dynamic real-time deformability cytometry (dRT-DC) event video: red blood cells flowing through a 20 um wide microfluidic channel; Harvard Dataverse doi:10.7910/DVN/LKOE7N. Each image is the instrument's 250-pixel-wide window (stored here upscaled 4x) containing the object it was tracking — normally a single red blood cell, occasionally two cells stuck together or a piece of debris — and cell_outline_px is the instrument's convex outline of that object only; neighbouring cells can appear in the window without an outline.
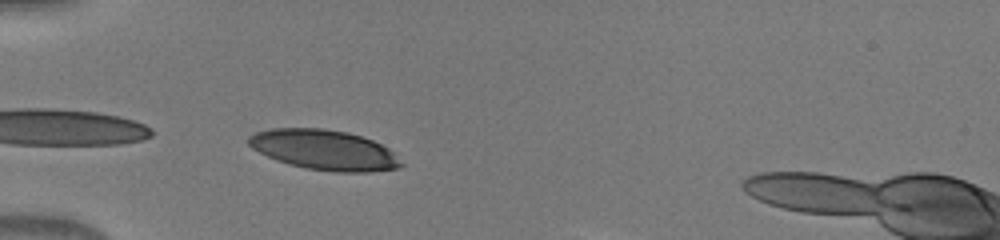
{"species": "human", "species_latin": "Homo sapiens", "temperature_condition": "warm", "stored_images_in_passage": 32, "camera_frame_rate_fps": 3000, "um_per_image_px": 0.085, "donor": {"sex": "male"}, "frame": {"image": 1, "passage_image": 1, "time_ms": 0.0, "image_size_px": [1000, 240], "cell_outline_px": [[404, 164], [400, 168], [368, 172], [336, 172], [304, 168], [268, 156], [252, 148], [248, 144], [248, 136], [256, 132], [272, 128], [324, 128], [348, 132], [372, 140], [396, 152]], "centroid_in_image_um": [27.61, 12.74], "position_along_channel_um": 57.4, "area_um2": 35.66}}
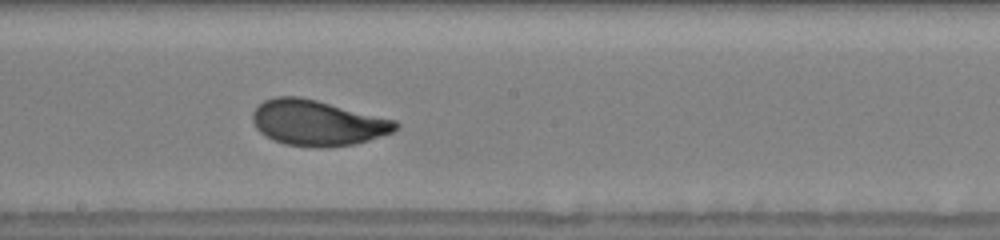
{"frame": {"image": 2, "passage_image": 14, "time_ms": 4.333, "image_size_px": [1000, 240], "cell_outline_px": [[400, 124], [392, 132], [368, 140], [352, 144], [328, 148], [320, 148], [284, 144], [272, 140], [260, 132], [256, 128], [252, 120], [252, 112], [264, 100], [276, 96], [300, 96], [396, 120]], "centroid_in_image_um": [26.95, 10.45], "position_along_channel_um": 221.2, "area_um2": 37.92}}